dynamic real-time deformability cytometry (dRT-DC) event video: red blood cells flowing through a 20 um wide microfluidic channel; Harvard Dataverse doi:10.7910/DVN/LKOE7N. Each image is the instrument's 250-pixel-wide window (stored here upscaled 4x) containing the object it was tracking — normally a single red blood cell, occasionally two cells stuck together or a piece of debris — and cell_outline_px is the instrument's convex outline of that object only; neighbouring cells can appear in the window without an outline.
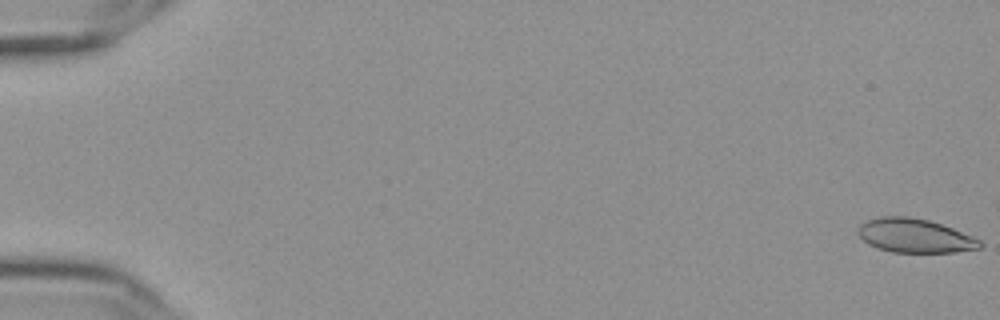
{"species": "Egyptian fruit bat (a non-hibernating species)", "species_latin": "Rousettus aegyptiacus", "temperature_condition": "cold", "stored_images_in_passage": 15, "camera_frame_rate_fps": 3000, "um_per_image_px": 0.085, "frame": {"image": 1, "passage_image": 1, "time_ms": 0.0, "image_size_px": [1000, 320], "cell_outline_px": [[984, 244], [980, 248], [956, 252], [892, 252], [876, 248], [868, 244], [856, 232], [860, 224], [868, 220], [880, 216], [908, 216], [928, 220], [952, 228], [972, 236], [980, 240]], "centroid_in_image_um": [77.74, 20.03], "position_along_channel_um": 7.3, "area_um2": 24.1}}